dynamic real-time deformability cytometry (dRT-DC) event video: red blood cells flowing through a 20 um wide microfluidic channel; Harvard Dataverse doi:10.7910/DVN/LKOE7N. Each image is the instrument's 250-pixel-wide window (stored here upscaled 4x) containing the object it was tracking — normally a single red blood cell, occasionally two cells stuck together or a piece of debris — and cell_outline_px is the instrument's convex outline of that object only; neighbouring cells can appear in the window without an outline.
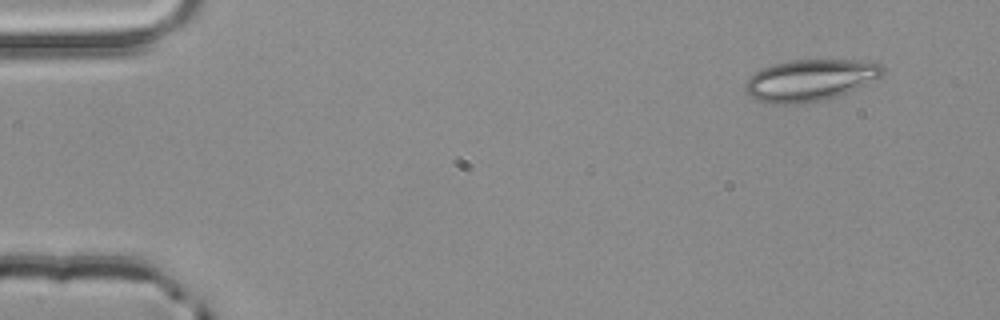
{"species": "common noctule bat (a hibernating species)", "species_latin": "Nyctalus noctula", "temperature_condition": "room temperature", "stored_images_in_passage": 3, "camera_frame_rate_fps": 3000, "um_per_image_px": 0.085, "animal": {"sex": "male", "body_mass_g": 20.4}, "frame": {"image": 1, "passage_image": 1, "time_ms": 0.0, "image_size_px": [1000, 320], "cell_outline_px": [[884, 72], [880, 76], [840, 96], [828, 100], [804, 104], [764, 104], [756, 100], [744, 92], [744, 84], [748, 76], [764, 68], [776, 64], [792, 60], [872, 60], [884, 64]], "centroid_in_image_um": [68.84, 6.84], "position_along_channel_um": 16.2, "area_um2": 33.87}}